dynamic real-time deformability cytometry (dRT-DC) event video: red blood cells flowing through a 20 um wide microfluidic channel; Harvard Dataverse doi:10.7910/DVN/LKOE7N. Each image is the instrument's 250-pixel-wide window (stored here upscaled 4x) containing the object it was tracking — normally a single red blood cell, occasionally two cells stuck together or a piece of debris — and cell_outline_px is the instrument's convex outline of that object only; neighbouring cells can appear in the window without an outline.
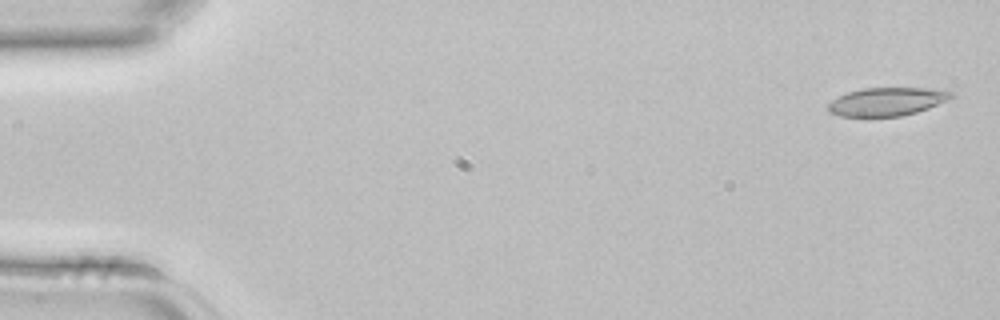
{"species": "common noctule bat (a hibernating species)", "species_latin": "Nyctalus noctula", "temperature_condition": "room temperature", "stored_images_in_passage": 4, "camera_frame_rate_fps": 3000, "um_per_image_px": 0.085, "animal": {"sex": "female", "body_mass_g": 22.7, "forearm_length_mm": 54.2}, "frame": {"image": 1, "passage_image": 1, "time_ms": 0.0, "image_size_px": [1000, 320], "cell_outline_px": [[952, 96], [948, 100], [928, 108], [916, 112], [900, 116], [840, 116], [828, 112], [828, 104], [832, 100], [848, 92], [864, 88], [948, 88], [952, 92]], "centroid_in_image_um": [75.43, 8.62], "position_along_channel_um": 9.6, "area_um2": 20.29}}